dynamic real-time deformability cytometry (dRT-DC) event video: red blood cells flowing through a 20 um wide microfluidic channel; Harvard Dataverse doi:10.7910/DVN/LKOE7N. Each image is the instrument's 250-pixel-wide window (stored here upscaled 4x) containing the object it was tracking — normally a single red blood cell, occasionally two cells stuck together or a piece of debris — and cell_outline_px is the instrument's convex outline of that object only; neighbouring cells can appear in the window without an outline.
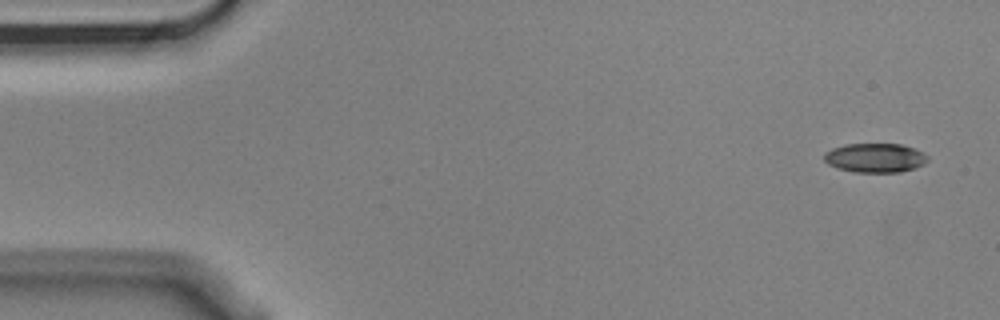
{"species": "Egyptian fruit bat (a non-hibernating species)", "species_latin": "Rousettus aegyptiacus", "temperature_condition": "cold", "stored_images_in_passage": 5, "segment_of_instrument_passage": [1, 2], "camera_frame_rate_fps": 3000, "um_per_image_px": 0.085, "animal": {"sex": "male"}, "frame": {"image": 1, "passage_image": 1, "time_ms": 0.0, "image_size_px": [1000, 320], "cell_outline_px": [[928, 160], [924, 164], [900, 172], [856, 172], [836, 168], [828, 164], [824, 160], [824, 152], [832, 148], [844, 144], [900, 144], [912, 148], [928, 156]], "centroid_in_image_um": [74.33, 13.41], "position_along_channel_um": 10.7, "area_um2": 17.51}}